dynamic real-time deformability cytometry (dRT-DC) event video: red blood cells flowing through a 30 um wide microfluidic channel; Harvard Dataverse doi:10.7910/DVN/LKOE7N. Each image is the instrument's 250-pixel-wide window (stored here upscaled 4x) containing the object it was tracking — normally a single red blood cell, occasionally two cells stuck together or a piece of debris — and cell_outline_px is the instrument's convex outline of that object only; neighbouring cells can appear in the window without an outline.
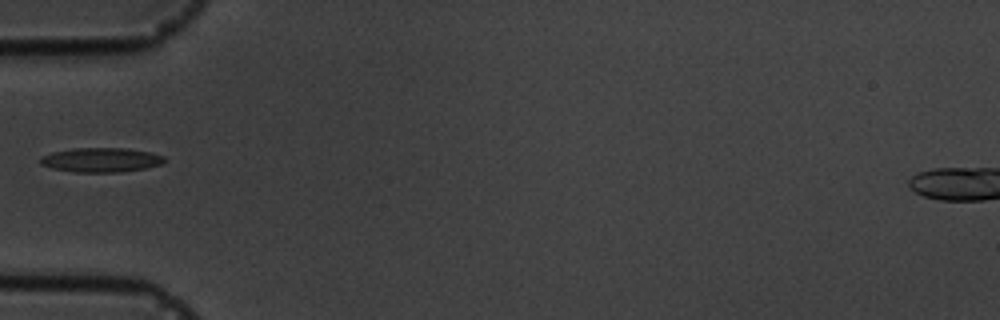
{"species": "common noctule bat (a hibernating species)", "species_latin": "Nyctalus noctula", "temperature_condition": "cold", "stored_images_in_passage": 1, "camera_frame_rate_fps": 3000, "um_per_image_px": 0.085, "animal": {"sex": "male", "body_mass_g": 19.5, "forearm_length_mm": 54.6}, "frame": {"image": 1, "passage_image": 1, "time_ms": 0.0, "image_size_px": [1000, 320], "cell_outline_px": [[168, 160], [164, 164], [144, 168], [120, 172], [72, 172], [52, 168], [40, 164], [40, 156], [52, 152], [72, 148], [128, 148], [152, 152], [164, 156]], "centroid_in_image_um": [8.62, 13.59], "position_along_channel_um": 76.4, "area_um2": 17.92}}